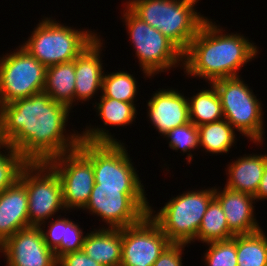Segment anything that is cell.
I'll return each mask as SVG.
<instances>
[{
  "label": "cell",
  "instance_id": "obj_1",
  "mask_svg": "<svg viewBox=\"0 0 267 266\" xmlns=\"http://www.w3.org/2000/svg\"><path fill=\"white\" fill-rule=\"evenodd\" d=\"M71 109L44 93L0 106V142L29 163L47 162L78 148L80 133L64 132Z\"/></svg>",
  "mask_w": 267,
  "mask_h": 266
},
{
  "label": "cell",
  "instance_id": "obj_2",
  "mask_svg": "<svg viewBox=\"0 0 267 266\" xmlns=\"http://www.w3.org/2000/svg\"><path fill=\"white\" fill-rule=\"evenodd\" d=\"M223 33L215 23L203 22L190 46L183 53L185 72L212 82L239 76L237 71L253 59L258 49L239 34Z\"/></svg>",
  "mask_w": 267,
  "mask_h": 266
},
{
  "label": "cell",
  "instance_id": "obj_3",
  "mask_svg": "<svg viewBox=\"0 0 267 266\" xmlns=\"http://www.w3.org/2000/svg\"><path fill=\"white\" fill-rule=\"evenodd\" d=\"M88 128L80 134L78 148L92 161L95 183L110 188L144 187L123 143L106 129Z\"/></svg>",
  "mask_w": 267,
  "mask_h": 266
},
{
  "label": "cell",
  "instance_id": "obj_4",
  "mask_svg": "<svg viewBox=\"0 0 267 266\" xmlns=\"http://www.w3.org/2000/svg\"><path fill=\"white\" fill-rule=\"evenodd\" d=\"M199 0H130L126 6L141 20L160 31L183 53L207 19L194 6Z\"/></svg>",
  "mask_w": 267,
  "mask_h": 266
},
{
  "label": "cell",
  "instance_id": "obj_5",
  "mask_svg": "<svg viewBox=\"0 0 267 266\" xmlns=\"http://www.w3.org/2000/svg\"><path fill=\"white\" fill-rule=\"evenodd\" d=\"M92 31H78L46 18L22 47L46 68L75 60L98 36Z\"/></svg>",
  "mask_w": 267,
  "mask_h": 266
},
{
  "label": "cell",
  "instance_id": "obj_6",
  "mask_svg": "<svg viewBox=\"0 0 267 266\" xmlns=\"http://www.w3.org/2000/svg\"><path fill=\"white\" fill-rule=\"evenodd\" d=\"M214 199V188L188 191L173 197L157 214L149 216L159 225L171 243L189 244L195 240L208 205Z\"/></svg>",
  "mask_w": 267,
  "mask_h": 266
},
{
  "label": "cell",
  "instance_id": "obj_7",
  "mask_svg": "<svg viewBox=\"0 0 267 266\" xmlns=\"http://www.w3.org/2000/svg\"><path fill=\"white\" fill-rule=\"evenodd\" d=\"M240 76L219 79L213 85L219 95L224 119L254 143L263 142L261 103Z\"/></svg>",
  "mask_w": 267,
  "mask_h": 266
},
{
  "label": "cell",
  "instance_id": "obj_8",
  "mask_svg": "<svg viewBox=\"0 0 267 266\" xmlns=\"http://www.w3.org/2000/svg\"><path fill=\"white\" fill-rule=\"evenodd\" d=\"M144 188H110L94 184L83 208L100 216L108 228H125L139 223L150 209Z\"/></svg>",
  "mask_w": 267,
  "mask_h": 266
},
{
  "label": "cell",
  "instance_id": "obj_9",
  "mask_svg": "<svg viewBox=\"0 0 267 266\" xmlns=\"http://www.w3.org/2000/svg\"><path fill=\"white\" fill-rule=\"evenodd\" d=\"M125 8L123 19L146 77L176 67L183 61V52L171 40Z\"/></svg>",
  "mask_w": 267,
  "mask_h": 266
},
{
  "label": "cell",
  "instance_id": "obj_10",
  "mask_svg": "<svg viewBox=\"0 0 267 266\" xmlns=\"http://www.w3.org/2000/svg\"><path fill=\"white\" fill-rule=\"evenodd\" d=\"M19 180L28 194L29 226H41L59 209L65 210L60 178L46 162L28 163Z\"/></svg>",
  "mask_w": 267,
  "mask_h": 266
},
{
  "label": "cell",
  "instance_id": "obj_11",
  "mask_svg": "<svg viewBox=\"0 0 267 266\" xmlns=\"http://www.w3.org/2000/svg\"><path fill=\"white\" fill-rule=\"evenodd\" d=\"M0 59V106L43 92L46 67L22 46Z\"/></svg>",
  "mask_w": 267,
  "mask_h": 266
},
{
  "label": "cell",
  "instance_id": "obj_12",
  "mask_svg": "<svg viewBox=\"0 0 267 266\" xmlns=\"http://www.w3.org/2000/svg\"><path fill=\"white\" fill-rule=\"evenodd\" d=\"M46 163L60 178L65 209H83L95 184L92 161L77 148Z\"/></svg>",
  "mask_w": 267,
  "mask_h": 266
},
{
  "label": "cell",
  "instance_id": "obj_13",
  "mask_svg": "<svg viewBox=\"0 0 267 266\" xmlns=\"http://www.w3.org/2000/svg\"><path fill=\"white\" fill-rule=\"evenodd\" d=\"M170 244L159 225L147 214L139 223L122 228L120 266H153Z\"/></svg>",
  "mask_w": 267,
  "mask_h": 266
},
{
  "label": "cell",
  "instance_id": "obj_14",
  "mask_svg": "<svg viewBox=\"0 0 267 266\" xmlns=\"http://www.w3.org/2000/svg\"><path fill=\"white\" fill-rule=\"evenodd\" d=\"M41 227L22 228L1 245L7 266H57V259L46 245Z\"/></svg>",
  "mask_w": 267,
  "mask_h": 266
},
{
  "label": "cell",
  "instance_id": "obj_15",
  "mask_svg": "<svg viewBox=\"0 0 267 266\" xmlns=\"http://www.w3.org/2000/svg\"><path fill=\"white\" fill-rule=\"evenodd\" d=\"M148 101V116L161 136L190 122L188 99L184 94L173 89H162Z\"/></svg>",
  "mask_w": 267,
  "mask_h": 266
},
{
  "label": "cell",
  "instance_id": "obj_16",
  "mask_svg": "<svg viewBox=\"0 0 267 266\" xmlns=\"http://www.w3.org/2000/svg\"><path fill=\"white\" fill-rule=\"evenodd\" d=\"M214 198L221 205L229 230L234 235L251 234L261 230L254 218V196L227 187L218 191L215 187Z\"/></svg>",
  "mask_w": 267,
  "mask_h": 266
},
{
  "label": "cell",
  "instance_id": "obj_17",
  "mask_svg": "<svg viewBox=\"0 0 267 266\" xmlns=\"http://www.w3.org/2000/svg\"><path fill=\"white\" fill-rule=\"evenodd\" d=\"M28 226V194L25 185L18 179L0 193V245Z\"/></svg>",
  "mask_w": 267,
  "mask_h": 266
},
{
  "label": "cell",
  "instance_id": "obj_18",
  "mask_svg": "<svg viewBox=\"0 0 267 266\" xmlns=\"http://www.w3.org/2000/svg\"><path fill=\"white\" fill-rule=\"evenodd\" d=\"M102 43L96 38L75 59V100H89L97 92L102 90L103 67L100 59Z\"/></svg>",
  "mask_w": 267,
  "mask_h": 266
},
{
  "label": "cell",
  "instance_id": "obj_19",
  "mask_svg": "<svg viewBox=\"0 0 267 266\" xmlns=\"http://www.w3.org/2000/svg\"><path fill=\"white\" fill-rule=\"evenodd\" d=\"M87 256L103 266H120L122 228L95 229L85 235L83 248Z\"/></svg>",
  "mask_w": 267,
  "mask_h": 266
},
{
  "label": "cell",
  "instance_id": "obj_20",
  "mask_svg": "<svg viewBox=\"0 0 267 266\" xmlns=\"http://www.w3.org/2000/svg\"><path fill=\"white\" fill-rule=\"evenodd\" d=\"M267 163L266 155H245L229 164L225 187L255 196Z\"/></svg>",
  "mask_w": 267,
  "mask_h": 266
},
{
  "label": "cell",
  "instance_id": "obj_21",
  "mask_svg": "<svg viewBox=\"0 0 267 266\" xmlns=\"http://www.w3.org/2000/svg\"><path fill=\"white\" fill-rule=\"evenodd\" d=\"M75 77V60L49 66L43 92L70 109L74 102Z\"/></svg>",
  "mask_w": 267,
  "mask_h": 266
},
{
  "label": "cell",
  "instance_id": "obj_22",
  "mask_svg": "<svg viewBox=\"0 0 267 266\" xmlns=\"http://www.w3.org/2000/svg\"><path fill=\"white\" fill-rule=\"evenodd\" d=\"M190 122L197 127L203 124L216 122L224 118L219 95L212 85L209 89L200 91L188 98Z\"/></svg>",
  "mask_w": 267,
  "mask_h": 266
},
{
  "label": "cell",
  "instance_id": "obj_23",
  "mask_svg": "<svg viewBox=\"0 0 267 266\" xmlns=\"http://www.w3.org/2000/svg\"><path fill=\"white\" fill-rule=\"evenodd\" d=\"M234 128L222 120L198 126L199 146L213 154L227 153L235 141Z\"/></svg>",
  "mask_w": 267,
  "mask_h": 266
},
{
  "label": "cell",
  "instance_id": "obj_24",
  "mask_svg": "<svg viewBox=\"0 0 267 266\" xmlns=\"http://www.w3.org/2000/svg\"><path fill=\"white\" fill-rule=\"evenodd\" d=\"M237 266H267V236L263 230L236 235Z\"/></svg>",
  "mask_w": 267,
  "mask_h": 266
},
{
  "label": "cell",
  "instance_id": "obj_25",
  "mask_svg": "<svg viewBox=\"0 0 267 266\" xmlns=\"http://www.w3.org/2000/svg\"><path fill=\"white\" fill-rule=\"evenodd\" d=\"M235 235L229 230L226 216L219 202L214 198L207 207L195 238L203 243L225 241Z\"/></svg>",
  "mask_w": 267,
  "mask_h": 266
},
{
  "label": "cell",
  "instance_id": "obj_26",
  "mask_svg": "<svg viewBox=\"0 0 267 266\" xmlns=\"http://www.w3.org/2000/svg\"><path fill=\"white\" fill-rule=\"evenodd\" d=\"M137 89L136 79L128 72L119 71L103 75L102 95L107 98L134 103Z\"/></svg>",
  "mask_w": 267,
  "mask_h": 266
},
{
  "label": "cell",
  "instance_id": "obj_27",
  "mask_svg": "<svg viewBox=\"0 0 267 266\" xmlns=\"http://www.w3.org/2000/svg\"><path fill=\"white\" fill-rule=\"evenodd\" d=\"M100 97V102L95 106H97L98 115L103 119L105 126L129 125L136 118L137 112L134 103H126L103 95Z\"/></svg>",
  "mask_w": 267,
  "mask_h": 266
},
{
  "label": "cell",
  "instance_id": "obj_28",
  "mask_svg": "<svg viewBox=\"0 0 267 266\" xmlns=\"http://www.w3.org/2000/svg\"><path fill=\"white\" fill-rule=\"evenodd\" d=\"M3 147L6 148L8 154L0 150V193L19 179L22 169L29 163L13 147L0 142V149Z\"/></svg>",
  "mask_w": 267,
  "mask_h": 266
},
{
  "label": "cell",
  "instance_id": "obj_29",
  "mask_svg": "<svg viewBox=\"0 0 267 266\" xmlns=\"http://www.w3.org/2000/svg\"><path fill=\"white\" fill-rule=\"evenodd\" d=\"M206 244L210 245L204 257L207 266H237L236 235L229 240Z\"/></svg>",
  "mask_w": 267,
  "mask_h": 266
},
{
  "label": "cell",
  "instance_id": "obj_30",
  "mask_svg": "<svg viewBox=\"0 0 267 266\" xmlns=\"http://www.w3.org/2000/svg\"><path fill=\"white\" fill-rule=\"evenodd\" d=\"M165 137L170 138L169 147L173 150L181 149L183 153L190 152L199 146L198 127L192 122L175 127Z\"/></svg>",
  "mask_w": 267,
  "mask_h": 266
},
{
  "label": "cell",
  "instance_id": "obj_31",
  "mask_svg": "<svg viewBox=\"0 0 267 266\" xmlns=\"http://www.w3.org/2000/svg\"><path fill=\"white\" fill-rule=\"evenodd\" d=\"M85 236L79 225L75 224L68 218H65V234L61 244L53 251L56 259L60 256L81 250L83 248Z\"/></svg>",
  "mask_w": 267,
  "mask_h": 266
},
{
  "label": "cell",
  "instance_id": "obj_32",
  "mask_svg": "<svg viewBox=\"0 0 267 266\" xmlns=\"http://www.w3.org/2000/svg\"><path fill=\"white\" fill-rule=\"evenodd\" d=\"M42 229L44 241L49 249L54 251L64 239L65 234V218H58L55 221H51L48 231L45 232Z\"/></svg>",
  "mask_w": 267,
  "mask_h": 266
},
{
  "label": "cell",
  "instance_id": "obj_33",
  "mask_svg": "<svg viewBox=\"0 0 267 266\" xmlns=\"http://www.w3.org/2000/svg\"><path fill=\"white\" fill-rule=\"evenodd\" d=\"M186 244L171 243L154 262L153 266H182V250Z\"/></svg>",
  "mask_w": 267,
  "mask_h": 266
},
{
  "label": "cell",
  "instance_id": "obj_34",
  "mask_svg": "<svg viewBox=\"0 0 267 266\" xmlns=\"http://www.w3.org/2000/svg\"><path fill=\"white\" fill-rule=\"evenodd\" d=\"M57 266H103L87 256L81 249L66 253L57 259Z\"/></svg>",
  "mask_w": 267,
  "mask_h": 266
},
{
  "label": "cell",
  "instance_id": "obj_35",
  "mask_svg": "<svg viewBox=\"0 0 267 266\" xmlns=\"http://www.w3.org/2000/svg\"><path fill=\"white\" fill-rule=\"evenodd\" d=\"M254 197L256 201L260 199H267V163L263 172L262 179L260 181L259 188Z\"/></svg>",
  "mask_w": 267,
  "mask_h": 266
}]
</instances>
